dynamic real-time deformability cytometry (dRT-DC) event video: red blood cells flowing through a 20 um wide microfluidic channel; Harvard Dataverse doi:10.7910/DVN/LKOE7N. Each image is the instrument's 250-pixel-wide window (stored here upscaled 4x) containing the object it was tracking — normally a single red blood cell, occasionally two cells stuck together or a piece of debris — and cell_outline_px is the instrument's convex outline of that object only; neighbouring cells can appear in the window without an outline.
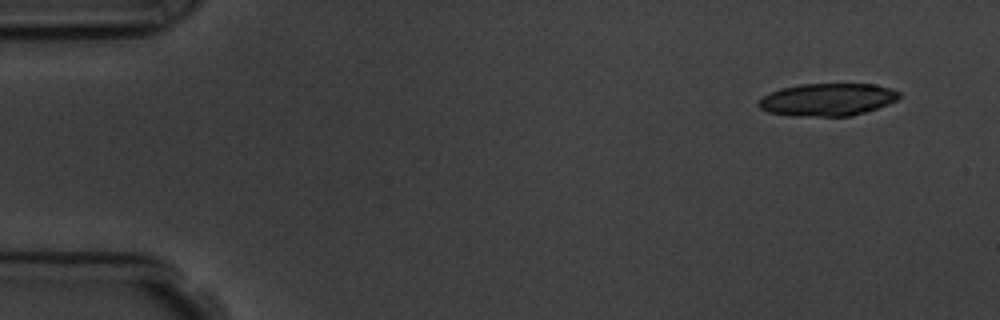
{"species": "common noctule bat (a hibernating species)", "species_latin": "Nyctalus noctula", "temperature_condition": "room temperature", "stored_images_in_passage": 15, "camera_frame_rate_fps": 3000, "um_per_image_px": 0.085, "animal": {"sex": "male", "body_mass_g": 19.5, "forearm_length_mm": 54.6}, "frame": {"image": 1, "passage_image": 1, "time_ms": 0.0, "image_size_px": [1000, 320], "cell_outline_px": [[900, 96], [896, 100], [888, 104], [852, 116], [792, 116], [768, 112], [760, 108], [756, 104], [764, 96], [780, 88], [800, 84], [872, 84], [892, 88], [900, 92]], "centroid_in_image_um": [70.33, 8.46], "position_along_channel_um": 14.7, "area_um2": 26.65}}